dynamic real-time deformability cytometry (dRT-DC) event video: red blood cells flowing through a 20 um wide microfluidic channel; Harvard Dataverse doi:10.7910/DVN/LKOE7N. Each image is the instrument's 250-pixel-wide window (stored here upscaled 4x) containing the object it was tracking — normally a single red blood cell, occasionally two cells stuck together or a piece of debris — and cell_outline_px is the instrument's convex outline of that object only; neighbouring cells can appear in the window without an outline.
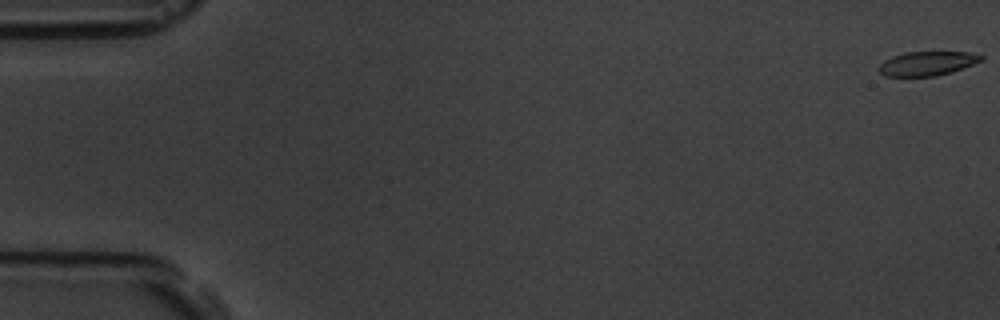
{"species": "common noctule bat (a hibernating species)", "species_latin": "Nyctalus noctula", "temperature_condition": "room temperature", "stored_images_in_passage": 58, "camera_frame_rate_fps": 3000, "um_per_image_px": 0.085, "animal": {"sex": "male", "body_mass_g": 19.5, "forearm_length_mm": 54.6}, "frame": {"image": 1, "passage_image": 1, "time_ms": 0.0, "image_size_px": [1000, 320], "cell_outline_px": [[984, 60], [936, 76], [884, 76], [876, 68], [884, 60], [892, 56], [904, 52], [968, 52], [984, 56]], "centroid_in_image_um": [78.76, 5.38], "position_along_channel_um": 6.2, "area_um2": 14.28}}
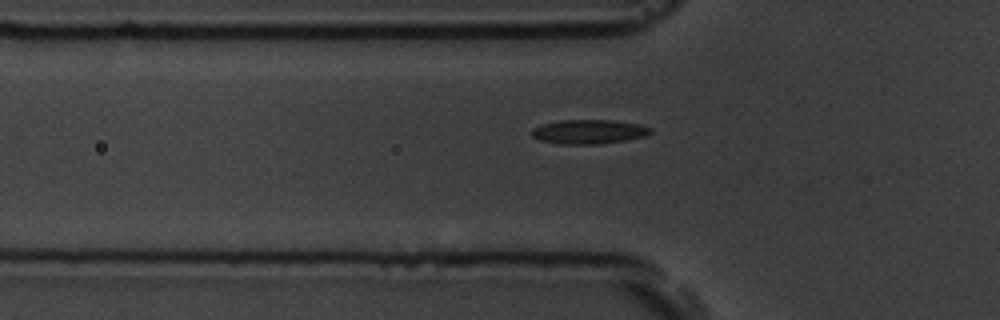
{"frame": {"image": 2, "passage_image": 20, "time_ms": 6.333, "image_size_px": [1000, 320], "cell_outline_px": [[652, 132], [644, 136], [624, 140], [600, 144], [560, 144], [540, 140], [532, 136], [532, 128], [540, 124], [560, 120], [612, 120], [636, 124], [652, 128]], "centroid_in_image_um": [50.0, 11.19], "position_along_channel_um": 75.8, "area_um2": 16.7}}
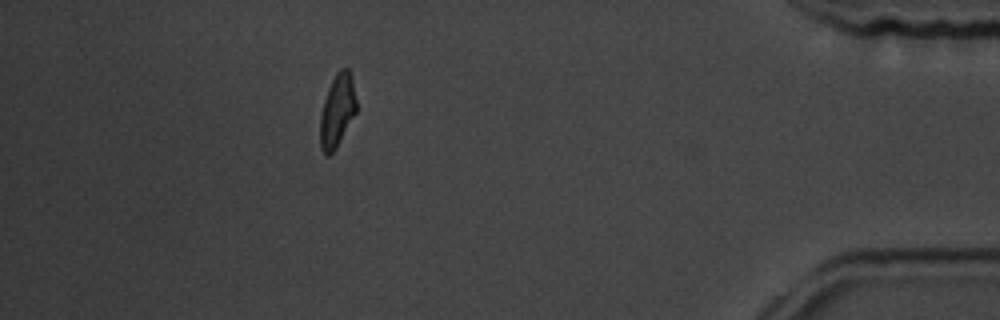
{"frame": {"image": 3, "passage_image": 52, "time_ms": 17.0, "image_size_px": [1000, 320], "cell_outline_px": [[356, 112], [336, 148], [328, 156], [320, 148], [320, 112], [328, 88], [336, 72], [340, 68], [348, 68], [352, 76], [356, 100]], "centroid_in_image_um": [28.66, 9.38], "position_along_channel_um": 406.5, "area_um2": 15.37}, "authors_computed_cell_mechanics": {"area_um2": 16.0973, "velocity_mm_per_s": 3.5732, "shape_relaxation_time_tau1_ms": 6.6262, "shape_relaxation_time_tau2_ms": 2.4781, "deformation_change_tau1": 0.1711, "deformation_change_tau2": 0.0829}}